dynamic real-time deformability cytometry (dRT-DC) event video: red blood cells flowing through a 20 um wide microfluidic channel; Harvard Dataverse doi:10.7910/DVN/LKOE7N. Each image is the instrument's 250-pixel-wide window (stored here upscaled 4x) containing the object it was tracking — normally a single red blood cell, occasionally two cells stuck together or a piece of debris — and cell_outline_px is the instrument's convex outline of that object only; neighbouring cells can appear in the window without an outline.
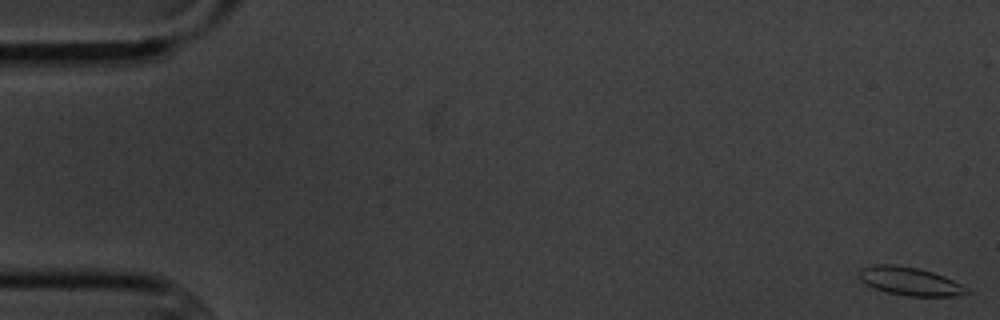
{"species": "common noctule bat (a hibernating species)", "species_latin": "Nyctalus noctula", "temperature_condition": "cold", "stored_images_in_passage": 5, "camera_frame_rate_fps": 3000, "um_per_image_px": 0.085, "animal": {"sex": "male", "body_mass_g": 20.1, "forearm_length_mm": 53.5}, "frame": {"image": 1, "passage_image": 1, "time_ms": 0.0, "image_size_px": [1000, 320], "cell_outline_px": [[968, 292], [956, 296], [908, 296], [884, 292], [860, 280], [860, 268], [876, 264], [892, 264], [916, 268], [932, 272], [944, 276], [960, 284]], "centroid_in_image_um": [77.29, 23.9], "position_along_channel_um": 7.7, "area_um2": 17.34}}
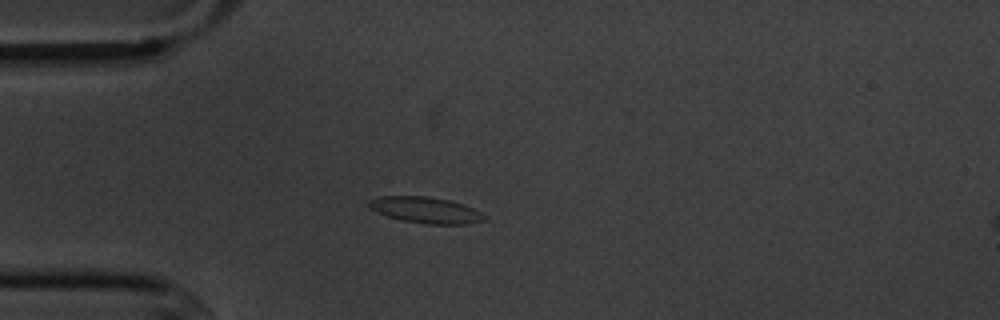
{"frame": {"image": 2, "passage_image": 5, "time_ms": 4.667, "image_size_px": [1000, 320], "cell_outline_px": [[488, 216], [484, 220], [468, 224], [424, 224], [400, 220], [376, 212], [368, 208], [368, 200], [376, 196], [428, 196], [448, 200], [464, 204]], "centroid_in_image_um": [36.15, 17.85], "position_along_channel_um": 48.9, "area_um2": 17.8}}